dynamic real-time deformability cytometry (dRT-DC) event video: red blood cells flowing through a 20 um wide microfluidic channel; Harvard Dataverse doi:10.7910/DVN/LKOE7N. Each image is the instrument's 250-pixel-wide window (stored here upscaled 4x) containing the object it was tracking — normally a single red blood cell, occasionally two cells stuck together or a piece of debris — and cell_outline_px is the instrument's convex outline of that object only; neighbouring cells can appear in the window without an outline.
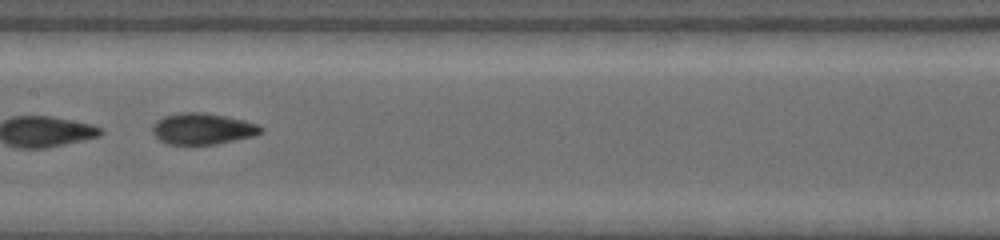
{"species": "common noctule bat (a hibernating species)", "species_latin": "Nyctalus noctula", "temperature_condition": "warm", "stored_images_in_passage": 21, "camera_frame_rate_fps": 4500, "um_per_image_px": 0.085, "animal": {"sex": "female", "body_mass_g": 19.0, "forearm_length_mm": 53.3}, "frame": {"image": 1, "passage_image": 10, "time_ms": 4.0, "image_size_px": [1000, 240], "cell_outline_px": [[264, 132], [256, 136], [216, 144], [168, 144], [160, 140], [152, 132], [152, 124], [156, 120], [164, 116], [180, 112], [204, 112], [244, 120], [260, 124], [264, 128]], "centroid_in_image_um": [17.26, 10.94], "position_along_channel_um": 190.1, "area_um2": 20.0}}
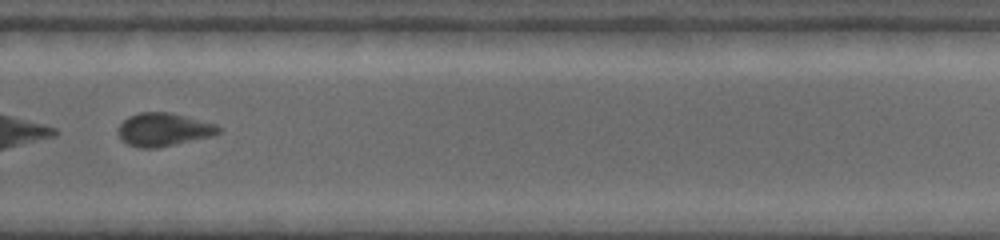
{"frame": {"image": 2, "passage_image": 15, "time_ms": 7.333, "image_size_px": [1000, 240], "cell_outline_px": [[220, 132], [212, 136], [156, 148], [140, 148], [128, 144], [120, 140], [116, 132], [120, 124], [128, 116], [140, 112], [172, 112], [216, 124], [220, 128]], "centroid_in_image_um": [13.87, 11.01], "position_along_channel_um": 315.9, "area_um2": 19.54}}